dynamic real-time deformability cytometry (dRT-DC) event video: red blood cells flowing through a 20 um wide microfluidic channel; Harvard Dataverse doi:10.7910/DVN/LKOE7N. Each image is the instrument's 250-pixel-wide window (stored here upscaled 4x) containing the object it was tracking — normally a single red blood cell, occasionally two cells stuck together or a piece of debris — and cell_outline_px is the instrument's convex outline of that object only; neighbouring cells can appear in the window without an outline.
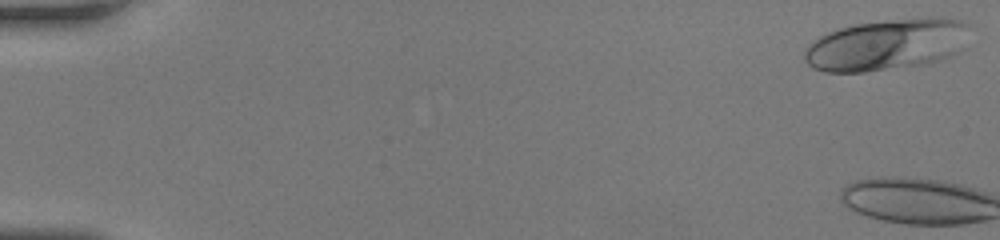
{"species": "human", "species_latin": "Homo sapiens", "temperature_condition": "room temperature", "stored_images_in_passage": 3, "camera_frame_rate_fps": 3000, "um_per_image_px": 0.085, "donor": {"sex": "female"}, "frame": {"image": 1, "passage_image": 1, "time_ms": 0.0, "image_size_px": [1000, 240], "cell_outline_px": [[968, 24], [956, 52], [948, 56], [936, 60], [920, 64], [864, 72], [824, 72], [812, 68], [804, 60], [804, 48], [812, 40], [828, 32], [840, 28], [856, 24], [896, 20], [940, 16], [956, 20]], "centroid_in_image_um": [75.22, 3.81], "position_along_channel_um": 9.8, "area_um2": 48.32}}